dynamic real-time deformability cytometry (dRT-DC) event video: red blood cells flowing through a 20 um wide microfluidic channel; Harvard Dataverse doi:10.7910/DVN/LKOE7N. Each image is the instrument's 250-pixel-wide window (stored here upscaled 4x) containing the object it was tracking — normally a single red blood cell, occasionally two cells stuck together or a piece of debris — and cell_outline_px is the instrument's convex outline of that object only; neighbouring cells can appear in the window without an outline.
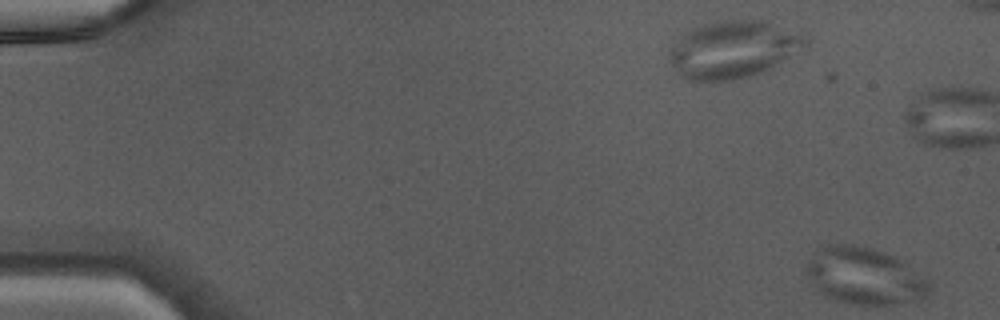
{"species": "Egyptian fruit bat (a non-hibernating species)", "species_latin": "Rousettus aegyptiacus", "temperature_condition": "warm", "stored_images_in_passage": 3, "segment_of_instrument_passage": [2, 2], "camera_frame_rate_fps": 3000, "um_per_image_px": 0.085, "animal": {"sex": "male"}, "frame": {"image": 1, "passage_image": 3, "time_ms": 0.667, "image_size_px": [1000, 320], "cell_outline_px": [[932, 284], [928, 292], [920, 300], [892, 304], [852, 304], [836, 300], [824, 296], [816, 288], [804, 272], [804, 268], [808, 260], [820, 244], [852, 244], [872, 248], [892, 256], [900, 260], [924, 276]], "centroid_in_image_um": [73.43, 23.45], "position_along_channel_um": 11.6, "area_um2": 40.86}}